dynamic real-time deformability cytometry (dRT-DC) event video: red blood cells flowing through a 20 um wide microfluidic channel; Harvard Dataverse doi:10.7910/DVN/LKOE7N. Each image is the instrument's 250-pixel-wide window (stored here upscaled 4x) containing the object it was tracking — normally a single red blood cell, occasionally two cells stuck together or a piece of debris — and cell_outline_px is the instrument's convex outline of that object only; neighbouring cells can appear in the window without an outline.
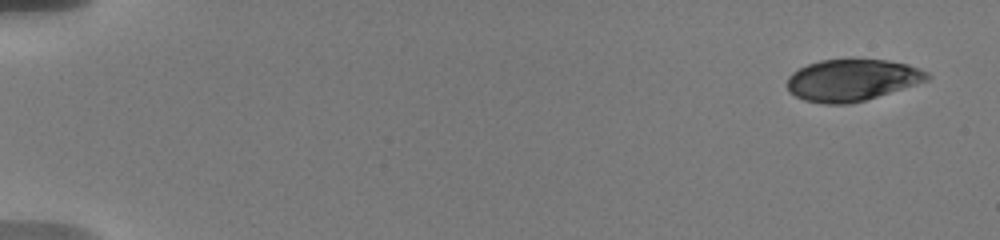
{"species": "human", "species_latin": "Homo sapiens", "temperature_condition": "warm", "stored_images_in_passage": 16, "camera_frame_rate_fps": 3000, "um_per_image_px": 0.085, "donor": {"sex": "male"}, "frame": {"image": 1, "passage_image": 1, "time_ms": 0.0, "image_size_px": [1000, 240], "cell_outline_px": [[932, 76], [928, 80], [864, 100], [848, 104], [824, 104], [804, 100], [788, 92], [788, 76], [792, 72], [808, 64], [820, 60], [888, 60], [908, 64], [920, 68], [928, 72]], "centroid_in_image_um": [72.41, 6.81], "position_along_channel_um": 12.6, "area_um2": 33.81}}
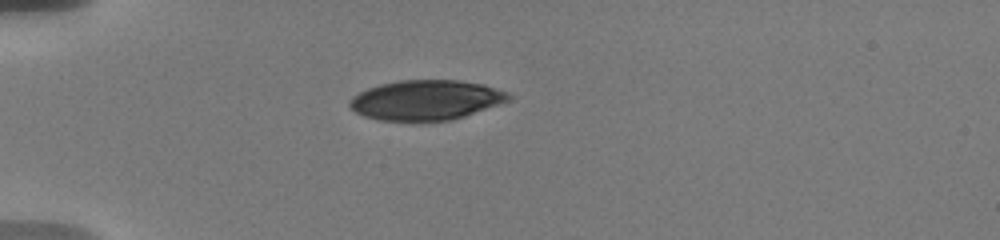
{"frame": {"image": 2, "passage_image": 12, "time_ms": 4.667, "image_size_px": [1000, 240], "cell_outline_px": [[512, 100], [452, 120], [380, 120], [364, 116], [356, 112], [348, 104], [348, 100], [352, 96], [368, 88], [380, 84], [400, 80], [460, 80], [484, 84], [508, 92], [512, 96]], "centroid_in_image_um": [36.24, 8.49], "position_along_channel_um": 48.8, "area_um2": 36.93}}
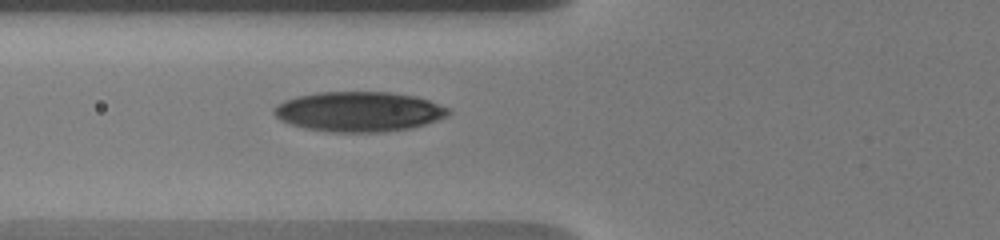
{"frame": {"image": 3, "passage_image": 16, "time_ms": 6.667, "image_size_px": [1000, 240], "cell_outline_px": [[452, 112], [448, 116], [412, 128], [384, 132], [328, 132], [304, 128], [280, 120], [272, 112], [272, 108], [276, 104], [284, 100], [296, 96], [316, 92], [388, 92], [416, 96], [452, 108]], "centroid_in_image_um": [30.5, 9.49], "position_along_channel_um": 95.3, "area_um2": 41.04}}